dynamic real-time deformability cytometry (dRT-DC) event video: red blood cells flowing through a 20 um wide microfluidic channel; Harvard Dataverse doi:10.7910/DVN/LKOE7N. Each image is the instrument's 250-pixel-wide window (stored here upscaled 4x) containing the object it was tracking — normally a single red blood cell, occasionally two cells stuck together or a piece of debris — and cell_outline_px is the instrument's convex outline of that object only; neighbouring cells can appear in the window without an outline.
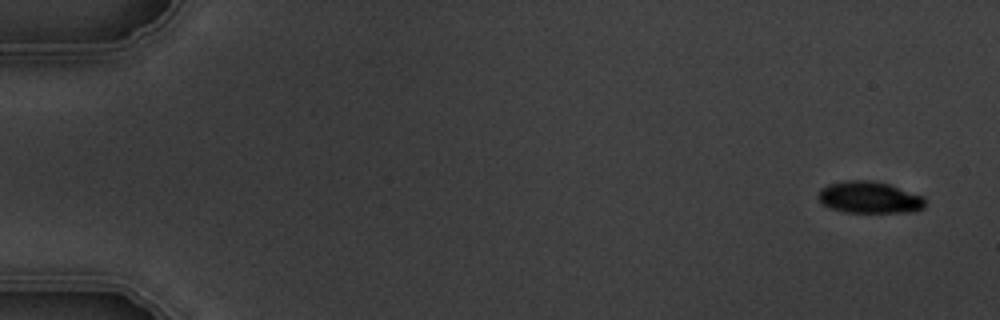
{"species": "common noctule bat (a hibernating species)", "species_latin": "Nyctalus noctula", "temperature_condition": "warm", "stored_images_in_passage": 5, "camera_frame_rate_fps": 3000, "um_per_image_px": 0.085, "animal": {"sex": "male", "body_mass_g": 19.5, "forearm_length_mm": 54.6}, "frame": {"image": 1, "passage_image": 1, "time_ms": 0.0, "image_size_px": [1000, 320], "cell_outline_px": [[924, 208], [912, 212], [844, 212], [832, 208], [824, 204], [816, 196], [820, 188], [828, 184], [844, 180], [872, 180], [888, 184], [924, 196]], "centroid_in_image_um": [73.88, 16.77], "position_along_channel_um": 11.1, "area_um2": 19.83}}
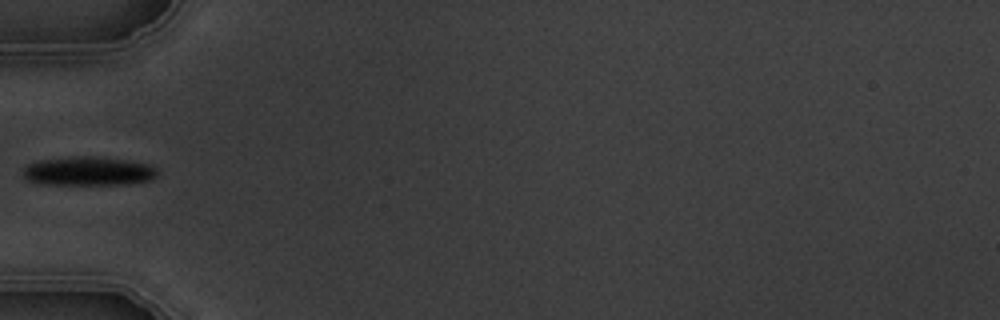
{"frame": {"image": 2, "passage_image": 5, "time_ms": 5.667, "image_size_px": [1000, 320], "cell_outline_px": [[160, 172], [156, 176], [148, 180], [124, 184], [44, 184], [24, 180], [24, 168], [28, 164], [40, 160], [76, 156], [92, 156], [132, 160], [148, 164], [156, 168]], "centroid_in_image_um": [7.52, 14.54], "position_along_channel_um": 77.5, "area_um2": 22.66}}